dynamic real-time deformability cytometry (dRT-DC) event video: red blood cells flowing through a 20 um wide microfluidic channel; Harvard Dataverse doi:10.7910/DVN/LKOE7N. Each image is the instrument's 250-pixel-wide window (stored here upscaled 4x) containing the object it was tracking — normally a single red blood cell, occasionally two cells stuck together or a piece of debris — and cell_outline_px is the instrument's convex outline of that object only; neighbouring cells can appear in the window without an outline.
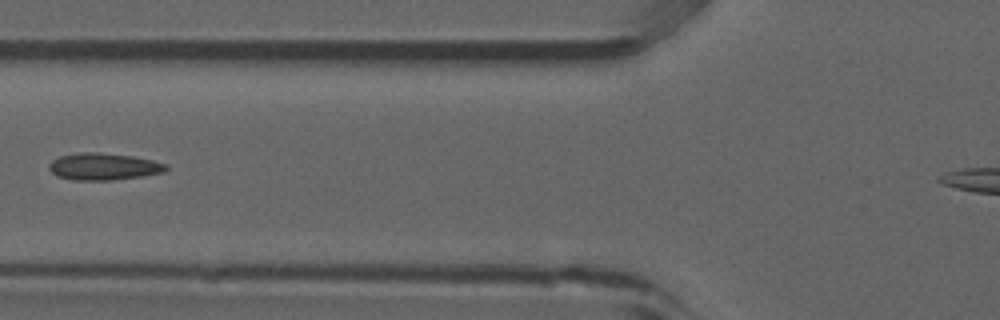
{"species": "common noctule bat (a hibernating species)", "species_latin": "Nyctalus noctula", "temperature_condition": "room temperature", "stored_images_in_passage": 7, "camera_frame_rate_fps": 3000, "um_per_image_px": 0.085, "animal": {"sex": "male", "forearm_length_mm": 52.5}, "frame": {"image": 1, "passage_image": 6, "time_ms": 1.667, "image_size_px": [1000, 320], "cell_outline_px": [[168, 168], [164, 172], [140, 176], [112, 180], [72, 180], [56, 176], [48, 168], [48, 164], [52, 160], [60, 156], [80, 152], [92, 152], [132, 156], [152, 160], [168, 164]], "centroid_in_image_um": [8.78, 14.16], "position_along_channel_um": 117.0, "area_um2": 18.32}}
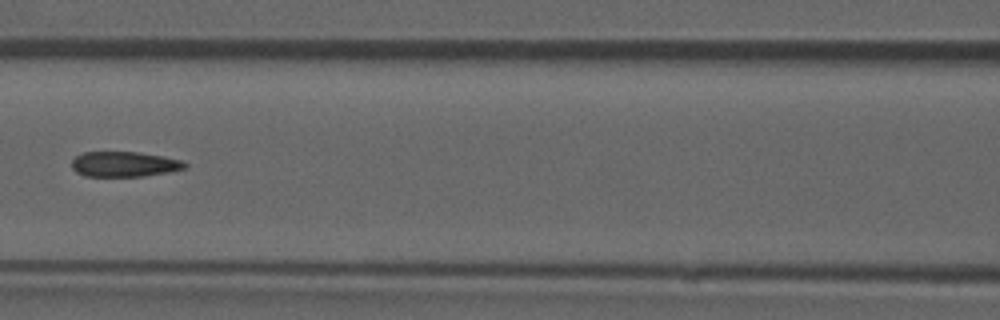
{"frame": {"image": 2, "passage_image": 7, "time_ms": 2.0, "image_size_px": [1000, 320], "cell_outline_px": [[188, 164], [184, 168], [168, 172], [140, 176], [84, 176], [76, 172], [72, 168], [72, 160], [76, 156], [84, 152], [136, 152], [164, 156], [180, 160]], "centroid_in_image_um": [10.53, 13.95], "position_along_channel_um": 156.1, "area_um2": 16.47}}